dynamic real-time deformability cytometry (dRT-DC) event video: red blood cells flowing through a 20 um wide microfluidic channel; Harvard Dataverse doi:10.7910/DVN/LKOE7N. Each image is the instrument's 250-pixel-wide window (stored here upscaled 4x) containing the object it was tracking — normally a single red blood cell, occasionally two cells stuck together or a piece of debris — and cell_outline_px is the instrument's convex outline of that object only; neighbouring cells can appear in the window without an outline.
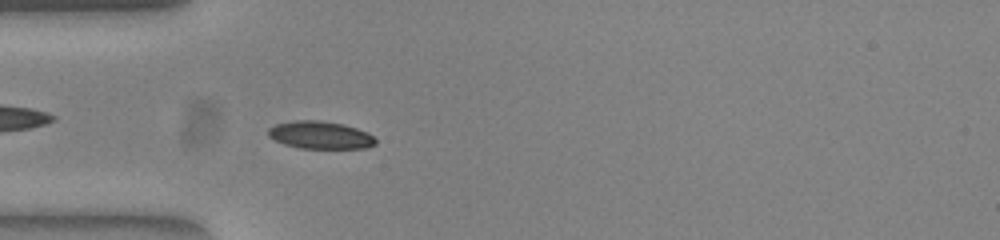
{"species": "common noctule bat (a hibernating species)", "species_latin": "Nyctalus noctula", "temperature_condition": "warm", "stored_images_in_passage": 52, "camera_frame_rate_fps": 3000, "um_per_image_px": 0.085, "animal": {"sex": "female", "body_mass_g": 23.0, "forearm_length_mm": 53.4}, "frame": {"image": 1, "passage_image": 15, "time_ms": 4.667, "image_size_px": [1000, 240], "cell_outline_px": [[376, 144], [364, 148], [300, 148], [284, 144], [268, 136], [268, 128], [276, 124], [296, 120], [320, 120], [344, 124], [368, 132], [376, 140]], "centroid_in_image_um": [27.22, 11.47], "position_along_channel_um": 57.8, "area_um2": 17.22}}
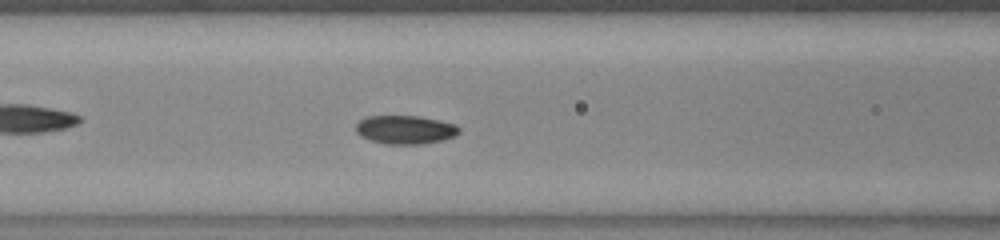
{"frame": {"image": 2, "passage_image": 21, "time_ms": 6.667, "image_size_px": [1000, 240], "cell_outline_px": [[460, 132], [456, 136], [444, 140], [424, 144], [384, 144], [360, 136], [356, 132], [356, 124], [360, 120], [368, 116], [416, 116], [456, 124], [460, 128]], "centroid_in_image_um": [34.47, 11.03], "position_along_channel_um": 132.1, "area_um2": 17.22}}
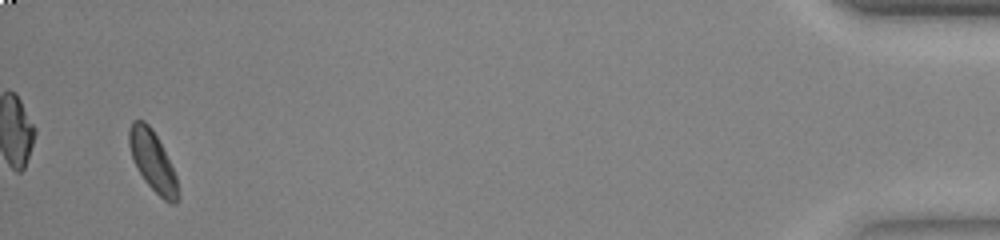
{"frame": {"image": 3, "passage_image": 50, "time_ms": 16.333, "image_size_px": [1000, 240], "cell_outline_px": [[180, 196], [176, 204], [172, 204], [164, 200], [144, 180], [136, 168], [128, 144], [128, 132], [132, 120], [144, 120], [152, 128], [176, 176]], "centroid_in_image_um": [12.96, 13.71], "position_along_channel_um": 422.2, "area_um2": 16.94}, "authors_computed_cell_mechanics": {"area_um2": 16.8198, "velocity_mm_per_s": 3.8843, "shape_relaxation_time_tau1_ms": 2.8608, "shape_relaxation_time_tau2_ms": 2.0721, "deformation_change_tau1": 0.1312, "deformation_change_tau2": 0.0507}}